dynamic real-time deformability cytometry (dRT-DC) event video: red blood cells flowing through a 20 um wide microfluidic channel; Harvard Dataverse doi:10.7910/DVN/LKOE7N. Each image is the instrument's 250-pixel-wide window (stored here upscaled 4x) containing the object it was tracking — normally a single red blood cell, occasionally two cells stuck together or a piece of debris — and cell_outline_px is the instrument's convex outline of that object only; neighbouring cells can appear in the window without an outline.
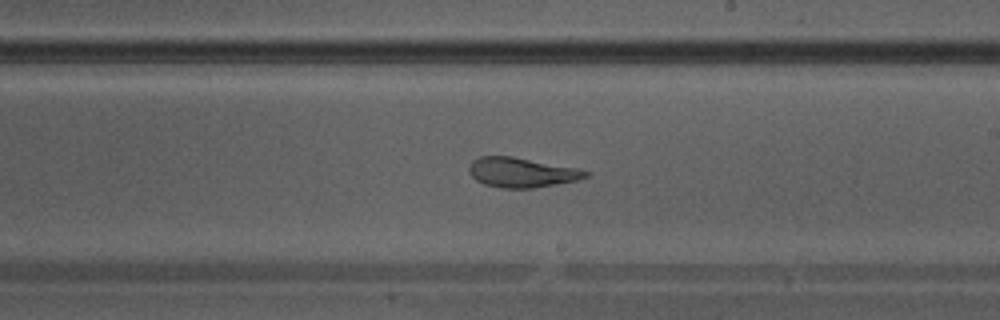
{"species": "Egyptian fruit bat (a non-hibernating species)", "species_latin": "Rousettus aegyptiacus", "temperature_condition": "warm", "stored_images_in_passage": 38, "camera_frame_rate_fps": 3000, "um_per_image_px": 0.085, "animal": {"sex": "male"}, "frame": {"image": 1, "passage_image": 22, "time_ms": 7.0, "image_size_px": [1000, 320], "cell_outline_px": [[592, 172], [588, 176], [576, 180], [556, 184], [532, 188], [500, 188], [484, 184], [476, 180], [468, 172], [468, 168], [472, 160], [480, 156], [512, 156], [580, 168]], "centroid_in_image_um": [44.34, 14.65], "position_along_channel_um": 244.7, "area_um2": 20.4}}